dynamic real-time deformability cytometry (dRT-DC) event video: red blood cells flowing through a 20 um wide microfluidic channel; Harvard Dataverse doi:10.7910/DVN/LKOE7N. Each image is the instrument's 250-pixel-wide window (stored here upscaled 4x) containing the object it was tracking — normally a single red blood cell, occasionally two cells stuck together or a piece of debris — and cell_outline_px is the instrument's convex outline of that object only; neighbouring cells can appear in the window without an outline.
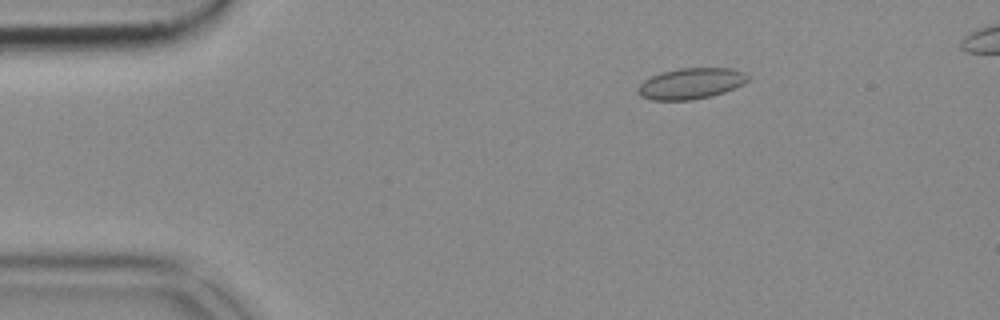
{"species": "common noctule bat (a hibernating species)", "species_latin": "Nyctalus noctula", "temperature_condition": "cold", "stored_images_in_passage": 52, "camera_frame_rate_fps": 3000, "um_per_image_px": 0.085, "animal": {"sex": "female", "body_mass_g": 18.4}, "frame": {"image": 1, "passage_image": 9, "time_ms": 2.667, "image_size_px": [1000, 320], "cell_outline_px": [[752, 76], [744, 84], [724, 92], [712, 96], [692, 100], [652, 100], [640, 96], [636, 92], [636, 88], [644, 80], [660, 72], [680, 68], [732, 68]], "centroid_in_image_um": [58.72, 7.1], "position_along_channel_um": 26.3, "area_um2": 20.06}}
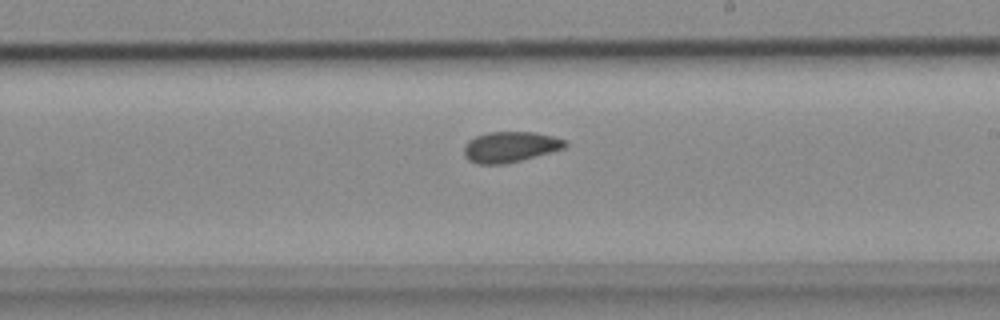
{"frame": {"image": 2, "passage_image": 31, "time_ms": 10.0, "image_size_px": [1000, 320], "cell_outline_px": [[568, 144], [564, 148], [520, 160], [504, 164], [476, 164], [468, 160], [464, 156], [464, 144], [468, 140], [476, 136], [488, 132], [532, 132], [552, 136], [564, 140]], "centroid_in_image_um": [43.3, 12.49], "position_along_channel_um": 245.7, "area_um2": 17.92}}
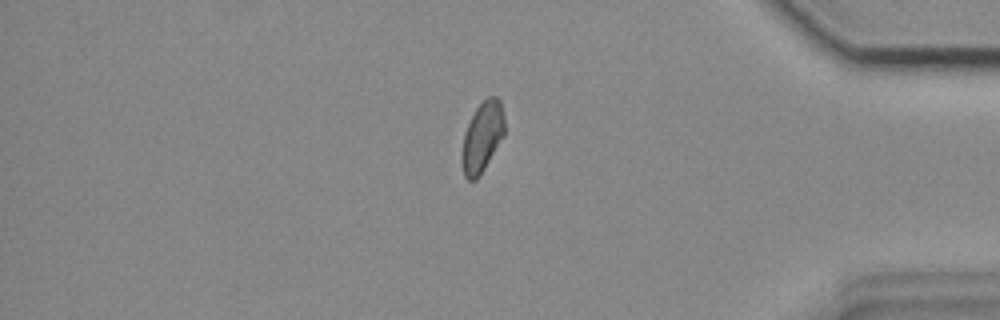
{"frame": {"image": 3, "passage_image": 45, "time_ms": 14.667, "image_size_px": [1000, 320], "cell_outline_px": [[504, 136], [484, 168], [476, 180], [468, 180], [464, 176], [460, 156], [460, 152], [464, 132], [476, 108], [488, 96], [496, 96], [500, 100], [504, 116]], "centroid_in_image_um": [40.97, 11.65], "position_along_channel_um": 394.2, "area_um2": 17.51}}